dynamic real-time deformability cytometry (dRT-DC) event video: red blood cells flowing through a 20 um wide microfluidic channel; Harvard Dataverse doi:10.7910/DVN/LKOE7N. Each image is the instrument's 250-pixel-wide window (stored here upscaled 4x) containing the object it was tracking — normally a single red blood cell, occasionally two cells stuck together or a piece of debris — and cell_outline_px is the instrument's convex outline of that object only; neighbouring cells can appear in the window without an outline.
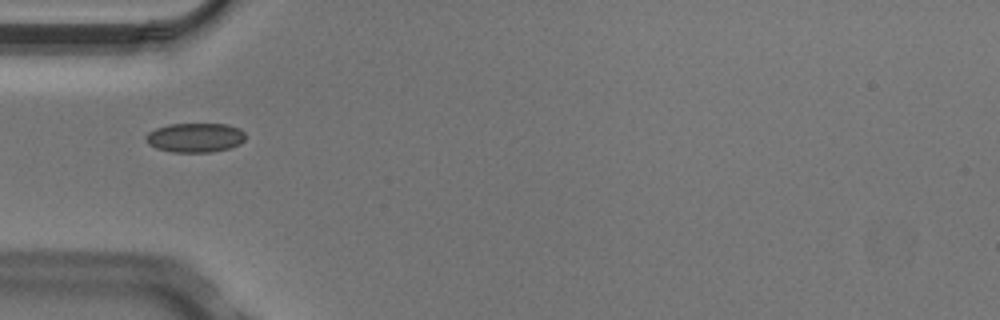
{"species": "Egyptian fruit bat (a non-hibernating species)", "species_latin": "Rousettus aegyptiacus", "temperature_condition": "cold", "stored_images_in_passage": 5, "camera_frame_rate_fps": 3000, "um_per_image_px": 0.085, "animal": {"sex": "male"}, "frame": {"image": 1, "passage_image": 4, "time_ms": 1.0, "image_size_px": [1000, 320], "cell_outline_px": [[244, 140], [240, 144], [228, 148], [212, 152], [172, 152], [156, 148], [148, 144], [144, 136], [148, 132], [156, 128], [168, 124], [228, 124], [240, 128], [244, 132]], "centroid_in_image_um": [16.57, 11.69], "position_along_channel_um": 68.4, "area_um2": 17.11}}